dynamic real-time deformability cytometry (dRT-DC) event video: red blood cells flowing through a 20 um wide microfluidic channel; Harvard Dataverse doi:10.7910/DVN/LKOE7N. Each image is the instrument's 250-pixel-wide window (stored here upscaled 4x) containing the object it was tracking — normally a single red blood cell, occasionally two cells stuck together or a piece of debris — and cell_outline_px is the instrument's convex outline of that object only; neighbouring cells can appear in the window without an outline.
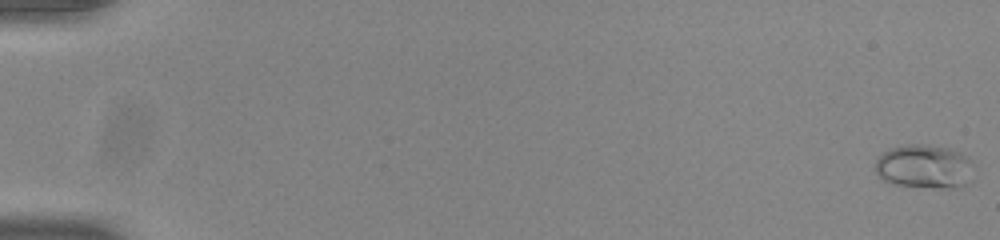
{"species": "common noctule bat (a hibernating species)", "species_latin": "Nyctalus noctula", "temperature_condition": "room temperature", "stored_images_in_passage": 55, "camera_frame_rate_fps": 3000, "um_per_image_px": 0.085, "animal": {"sex": "male", "body_mass_g": 20.0, "forearm_length_mm": 53.3}, "frame": {"image": 1, "passage_image": 1, "time_ms": 0.0, "image_size_px": [1000, 240], "cell_outline_px": [[972, 160], [964, 184], [960, 188], [940, 188], [892, 184], [880, 180], [876, 172], [876, 160], [884, 152], [892, 148], [908, 144], [924, 144], [948, 148], [960, 152], [968, 156]], "centroid_in_image_um": [78.5, 14.15], "position_along_channel_um": 6.5, "area_um2": 24.85}}
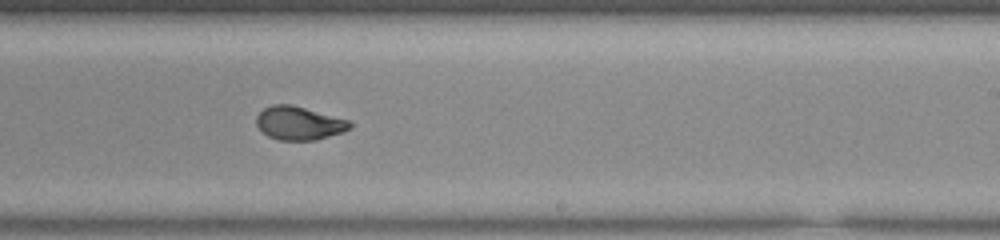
{"frame": {"image": 2, "passage_image": 35, "time_ms": 11.333, "image_size_px": [1000, 240], "cell_outline_px": [[352, 128], [344, 132], [316, 140], [280, 140], [268, 136], [256, 124], [256, 116], [264, 108], [272, 104], [292, 104], [348, 120], [352, 124]], "centroid_in_image_um": [25.43, 10.47], "position_along_channel_um": 263.6, "area_um2": 18.21}}
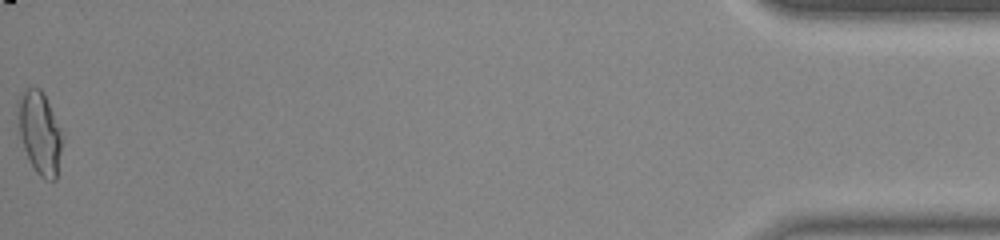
{"frame": {"image": 3, "passage_image": 55, "time_ms": 18.0, "image_size_px": [1000, 240], "cell_outline_px": [[60, 152], [56, 180], [44, 180], [36, 172], [24, 148], [20, 136], [16, 104], [16, 100], [24, 88], [40, 88], [44, 92], [60, 128]], "centroid_in_image_um": [3.33, 11.22], "position_along_channel_um": 431.9, "area_um2": 21.1}, "authors_computed_cell_mechanics": {"area_um2": 18.6694, "velocity_mm_per_s": 3.8805, "shape_relaxation_time_tau1_ms": 8.7338, "shape_relaxation_time_tau2_ms": 0.6892, "deformation_change_tau1": 0.2341, "deformation_change_tau2": 0.0596}}